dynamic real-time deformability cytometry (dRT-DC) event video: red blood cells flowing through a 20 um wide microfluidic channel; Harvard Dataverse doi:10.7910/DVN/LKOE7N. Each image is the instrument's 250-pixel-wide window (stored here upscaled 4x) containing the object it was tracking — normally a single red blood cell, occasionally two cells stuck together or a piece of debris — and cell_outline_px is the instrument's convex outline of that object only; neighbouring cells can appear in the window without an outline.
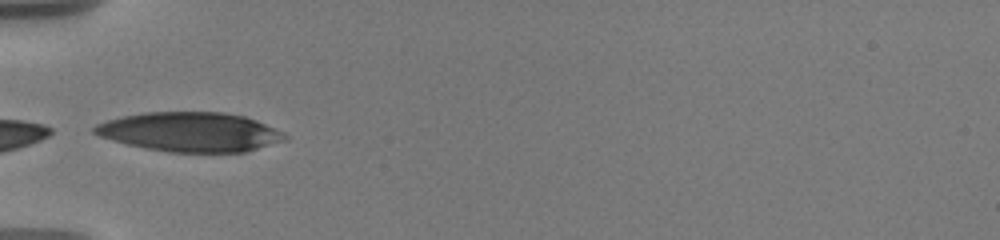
{"species": "human", "species_latin": "Homo sapiens", "temperature_condition": "warm", "stored_images_in_passage": 20, "camera_frame_rate_fps": 3000, "um_per_image_px": 0.085, "donor": {"sex": "male"}, "frame": {"image": 1, "passage_image": 1, "time_ms": 0.0, "image_size_px": [1000, 240], "cell_outline_px": [[288, 140], [244, 152], [168, 152], [128, 144], [112, 140], [100, 136], [92, 132], [92, 128], [96, 124], [108, 120], [124, 116], [144, 112], [224, 112], [244, 116], [256, 120], [284, 132], [288, 136]], "centroid_in_image_um": [16.2, 11.21], "position_along_channel_um": 68.8, "area_um2": 43.64}}
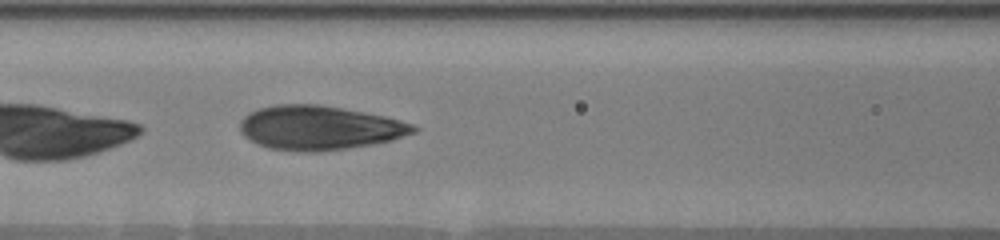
{"frame": {"image": 2, "passage_image": 8, "time_ms": 2.0, "image_size_px": [1000, 240], "cell_outline_px": [[420, 128], [416, 132], [392, 140], [372, 144], [348, 148], [320, 152], [300, 152], [268, 148], [256, 144], [244, 136], [240, 132], [240, 120], [248, 112], [260, 108], [276, 104], [320, 104], [364, 112], [384, 116], [400, 120], [412, 124]], "centroid_in_image_um": [27.12, 10.87], "position_along_channel_um": 139.5, "area_um2": 44.97}}
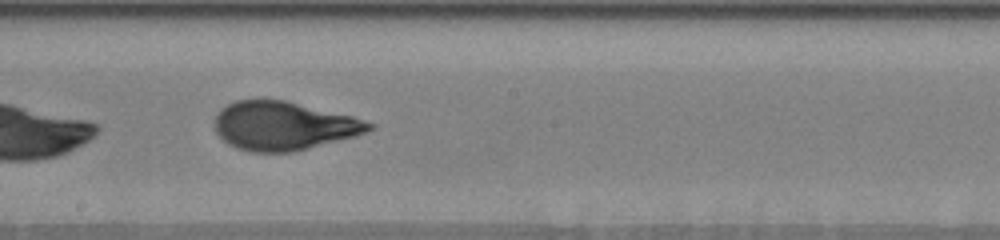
{"frame": {"image": 3, "passage_image": 17, "time_ms": 4.333, "image_size_px": [1000, 240], "cell_outline_px": [[376, 128], [356, 136], [292, 152], [252, 152], [236, 148], [228, 144], [216, 132], [216, 112], [220, 108], [236, 100], [284, 100], [352, 116], [376, 124]], "centroid_in_image_um": [24.12, 10.7], "position_along_channel_um": 224.1, "area_um2": 43.58}}